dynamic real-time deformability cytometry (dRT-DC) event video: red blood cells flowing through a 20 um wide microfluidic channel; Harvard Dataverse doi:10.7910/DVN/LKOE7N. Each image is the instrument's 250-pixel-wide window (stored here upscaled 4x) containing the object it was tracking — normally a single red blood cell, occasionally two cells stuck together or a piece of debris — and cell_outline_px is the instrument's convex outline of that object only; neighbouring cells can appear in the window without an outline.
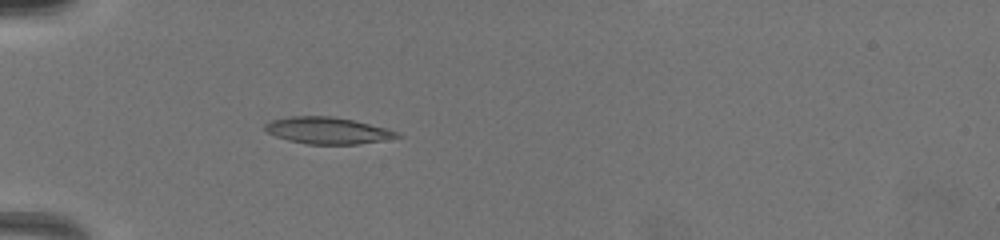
{"species": "common noctule bat (a hibernating species)", "species_latin": "Nyctalus noctula", "temperature_condition": "warm", "stored_images_in_passage": 22, "camera_frame_rate_fps": 3000, "um_per_image_px": 0.085, "animal": {"sex": "female", "body_mass_g": 19.5, "forearm_length_mm": 54.1}, "frame": {"image": 1, "passage_image": 4, "time_ms": 2.0, "image_size_px": [1000, 240], "cell_outline_px": [[404, 136], [384, 140], [360, 144], [308, 144], [288, 140], [276, 136], [268, 132], [264, 128], [264, 124], [272, 120], [288, 116], [332, 116], [352, 120], [388, 128]], "centroid_in_image_um": [27.85, 11.09], "position_along_channel_um": 57.1, "area_um2": 20.52}}
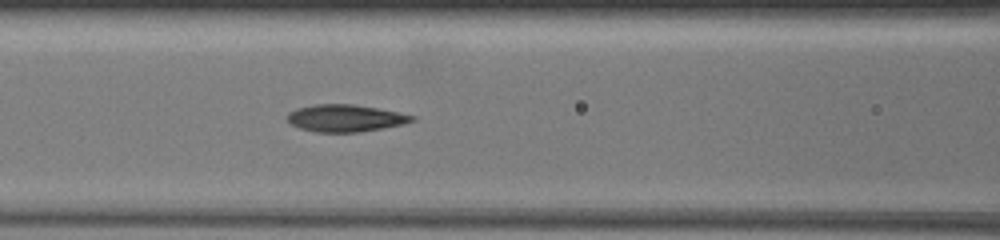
{"frame": {"image": 2, "passage_image": 8, "time_ms": 4.333, "image_size_px": [1000, 240], "cell_outline_px": [[416, 120], [404, 124], [384, 128], [360, 132], [316, 132], [300, 128], [292, 124], [288, 120], [288, 112], [296, 108], [312, 104], [352, 104], [376, 108], [416, 116]], "centroid_in_image_um": [29.36, 10.04], "position_along_channel_um": 137.2, "area_um2": 19.71}}
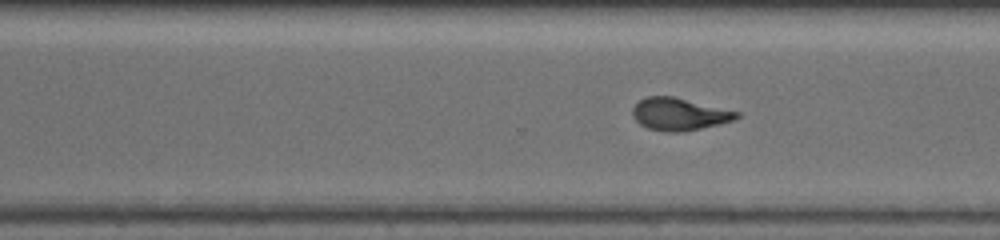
{"frame": {"image": 3, "passage_image": 19, "time_ms": 8.667, "image_size_px": [1000, 240], "cell_outline_px": [[740, 116], [732, 120], [684, 132], [668, 132], [648, 128], [640, 124], [632, 116], [632, 108], [640, 100], [648, 96], [672, 96], [740, 112]], "centroid_in_image_um": [57.7, 9.7], "position_along_channel_um": 312.9, "area_um2": 19.36}}